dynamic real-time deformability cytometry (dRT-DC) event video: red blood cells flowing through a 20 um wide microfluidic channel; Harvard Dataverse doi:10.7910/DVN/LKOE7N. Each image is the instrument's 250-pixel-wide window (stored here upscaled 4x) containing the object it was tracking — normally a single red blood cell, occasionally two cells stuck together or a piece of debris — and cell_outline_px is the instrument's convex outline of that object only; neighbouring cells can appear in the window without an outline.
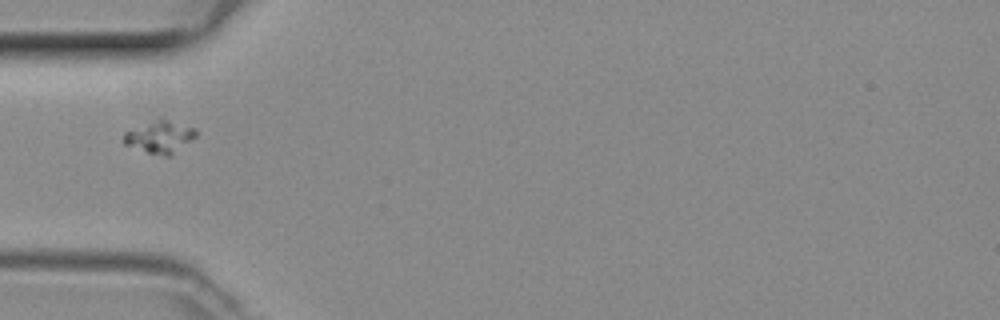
{"species": "common noctule bat (a hibernating species)", "species_latin": "Nyctalus noctula", "temperature_condition": "room temperature", "stored_images_in_passage": 34, "camera_frame_rate_fps": 3000, "um_per_image_px": 0.085, "animal": {"sex": "female", "body_mass_g": 29.2, "forearm_length_mm": 56.3}, "frame": {"image": 1, "passage_image": 1, "time_ms": 0.0, "image_size_px": [1000, 320], "cell_outline_px": [[196, 136], [168, 156], [164, 156], [148, 152], [124, 144], [124, 132], [160, 120], [168, 120], [196, 128]], "centroid_in_image_um": [13.6, 11.65], "position_along_channel_um": 71.4, "area_um2": 12.72}}
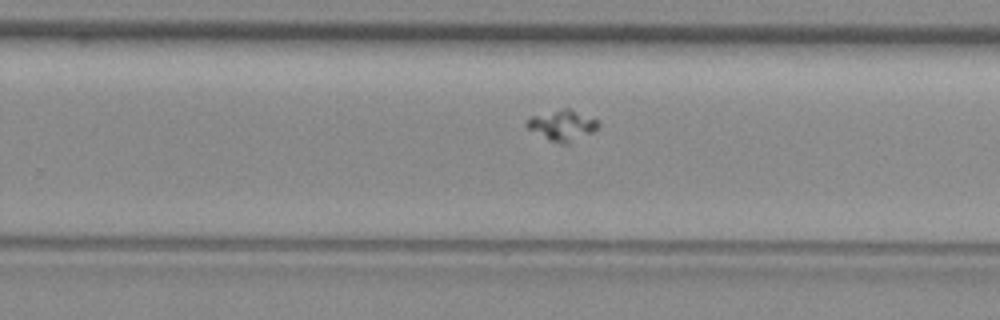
{"frame": {"image": 2, "passage_image": 16, "time_ms": 5.0, "image_size_px": [1000, 320], "cell_outline_px": [[600, 124], [592, 132], [568, 144], [560, 144], [548, 140], [528, 128], [524, 124], [532, 116], [564, 108], [568, 108], [600, 120]], "centroid_in_image_um": [47.82, 10.66], "position_along_channel_um": 282.0, "area_um2": 12.66}}
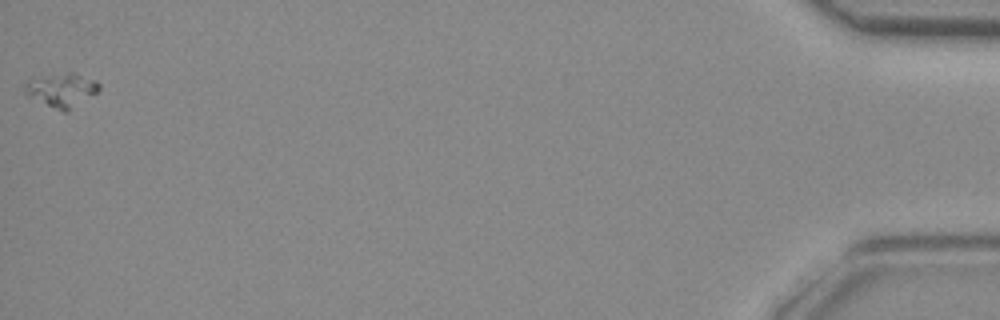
{"frame": {"image": 3, "passage_image": 34, "time_ms": 11.0, "image_size_px": [1000, 320], "cell_outline_px": [[100, 88], [96, 92], [68, 112], [64, 112], [28, 96], [24, 92], [24, 84], [28, 80], [68, 72], [72, 72], [96, 80], [100, 84]], "centroid_in_image_um": [5.26, 7.65], "position_along_channel_um": 429.9, "area_um2": 14.28}}